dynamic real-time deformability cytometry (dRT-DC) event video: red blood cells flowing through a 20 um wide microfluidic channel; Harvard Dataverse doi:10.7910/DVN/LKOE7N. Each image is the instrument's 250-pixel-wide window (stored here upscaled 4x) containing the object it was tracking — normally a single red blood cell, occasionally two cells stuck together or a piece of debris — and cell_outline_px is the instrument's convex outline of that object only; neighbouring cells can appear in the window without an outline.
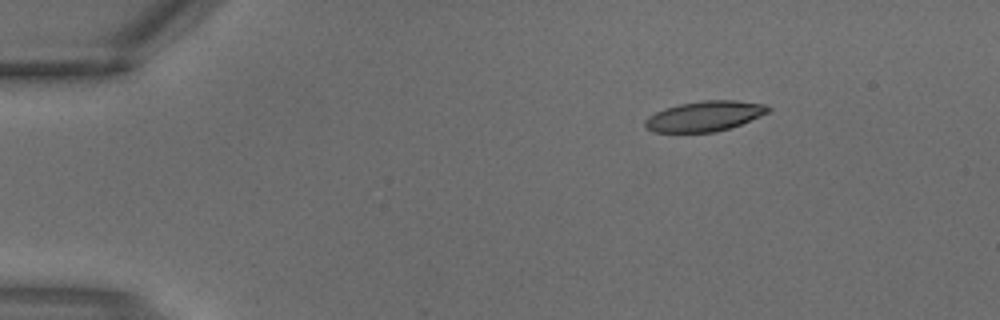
{"species": "common noctule bat (a hibernating species)", "species_latin": "Nyctalus noctula", "temperature_condition": "warm", "stored_images_in_passage": 2, "camera_frame_rate_fps": 3000, "um_per_image_px": 0.085, "animal": {"sex": "male", "body_mass_g": 18.8}, "frame": {"image": 1, "passage_image": 2, "time_ms": 0.333, "image_size_px": [1000, 320], "cell_outline_px": [[772, 108], [768, 112], [760, 116], [740, 124], [716, 132], [652, 132], [644, 128], [644, 120], [648, 116], [664, 108], [680, 104], [704, 100], [736, 100], [764, 104]], "centroid_in_image_um": [59.85, 9.87], "position_along_channel_um": 25.1, "area_um2": 21.68}}